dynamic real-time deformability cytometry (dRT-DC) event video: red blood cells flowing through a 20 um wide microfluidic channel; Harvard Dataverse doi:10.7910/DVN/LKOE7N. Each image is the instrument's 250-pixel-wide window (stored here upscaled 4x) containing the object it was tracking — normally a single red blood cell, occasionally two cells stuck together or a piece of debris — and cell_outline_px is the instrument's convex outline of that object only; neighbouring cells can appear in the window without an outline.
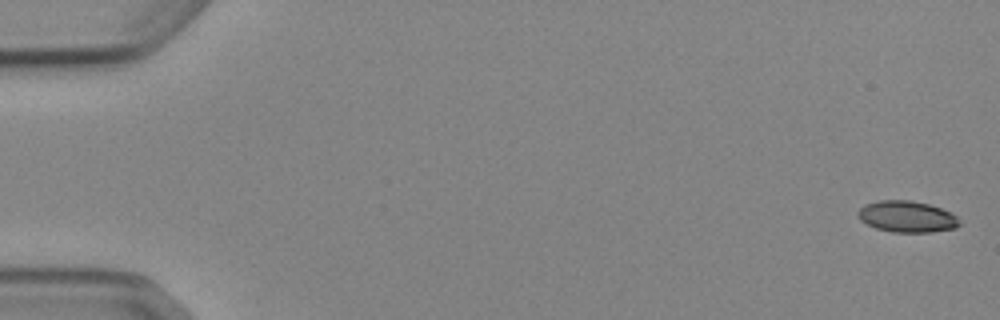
{"species": "Egyptian fruit bat (a non-hibernating species)", "species_latin": "Rousettus aegyptiacus", "temperature_condition": "cold", "stored_images_in_passage": 4, "camera_frame_rate_fps": 3000, "um_per_image_px": 0.085, "animal": {"sex": "female"}, "frame": {"image": 1, "passage_image": 1, "time_ms": 0.0, "image_size_px": [1000, 320], "cell_outline_px": [[960, 224], [956, 228], [932, 232], [892, 232], [876, 228], [860, 220], [856, 212], [864, 204], [880, 200], [908, 200], [928, 204], [940, 208], [956, 216]], "centroid_in_image_um": [77.06, 18.41], "position_along_channel_um": 7.9, "area_um2": 18.44}}